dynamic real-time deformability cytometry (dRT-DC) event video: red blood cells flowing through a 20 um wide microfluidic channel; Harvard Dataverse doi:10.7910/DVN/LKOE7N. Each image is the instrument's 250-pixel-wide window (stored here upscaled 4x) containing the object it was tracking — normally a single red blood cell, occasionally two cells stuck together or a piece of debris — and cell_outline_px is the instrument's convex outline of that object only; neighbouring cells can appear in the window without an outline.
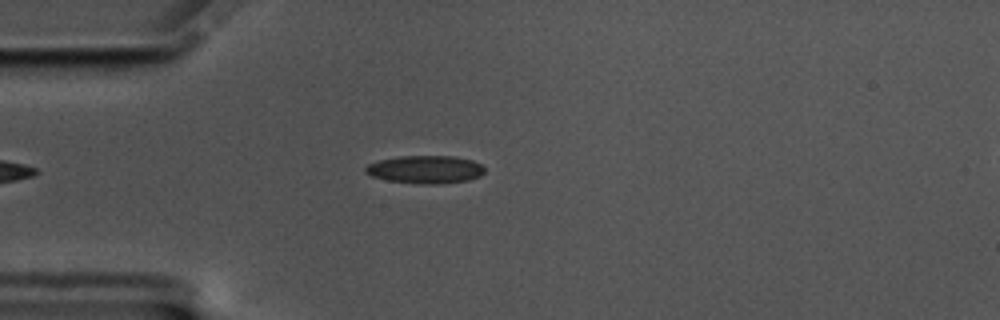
{"species": "common noctule bat (a hibernating species)", "species_latin": "Nyctalus noctula", "temperature_condition": "cold", "stored_images_in_passage": 50, "camera_frame_rate_fps": 3000, "um_per_image_px": 0.085, "animal": {"sex": "male", "body_mass_g": 17.5, "forearm_length_mm": 52.3}, "frame": {"image": 1, "passage_image": 8, "time_ms": 2.333, "image_size_px": [1000, 320], "cell_outline_px": [[484, 172], [480, 176], [468, 180], [440, 184], [420, 184], [388, 180], [372, 176], [364, 172], [364, 168], [368, 164], [380, 160], [400, 156], [456, 156], [472, 160], [480, 164], [484, 168]], "centroid_in_image_um": [36.16, 14.4], "position_along_channel_um": 48.8, "area_um2": 19.36}}
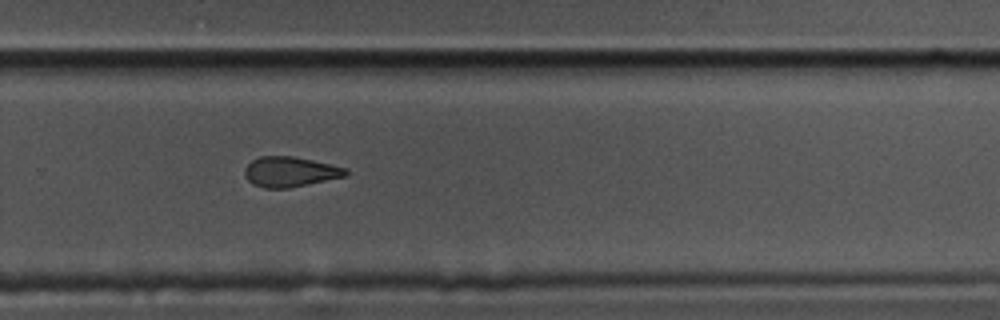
{"frame": {"image": 2, "passage_image": 31, "time_ms": 10.0, "image_size_px": [1000, 320], "cell_outline_px": [[348, 176], [288, 188], [264, 188], [252, 184], [244, 176], [244, 168], [252, 160], [260, 156], [292, 156], [312, 160], [348, 168]], "centroid_in_image_um": [24.65, 14.6], "position_along_channel_um": 305.1, "area_um2": 17.86}}
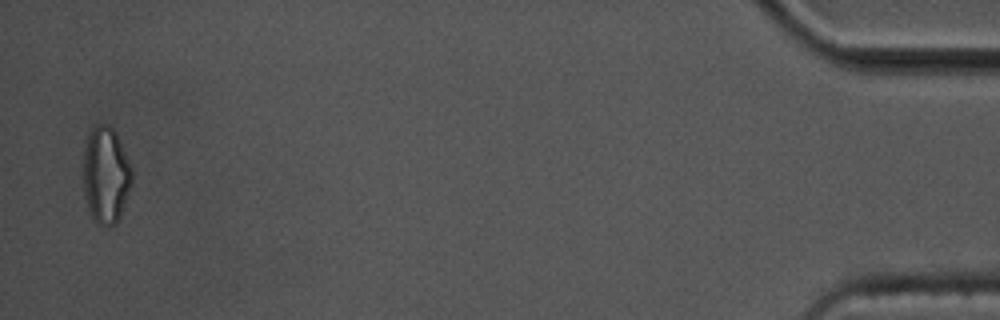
{"frame": {"image": 3, "passage_image": 49, "time_ms": 16.0, "image_size_px": [1000, 320], "cell_outline_px": [[132, 180], [120, 216], [108, 228], [100, 224], [92, 216], [88, 208], [84, 192], [84, 148], [88, 132], [96, 124], [108, 124], [116, 132], [132, 168]], "centroid_in_image_um": [8.99, 14.83], "position_along_channel_um": 426.2, "area_um2": 27.17}, "authors_computed_cell_mechanics": {"area_um2": 19.1029, "velocity_mm_per_s": 3.4993, "shape_relaxation_time_tau1_ms": null, "shape_relaxation_time_tau2_ms": 4.1442, "deformation_change_tau1": null, "deformation_change_tau2": 0.124}}